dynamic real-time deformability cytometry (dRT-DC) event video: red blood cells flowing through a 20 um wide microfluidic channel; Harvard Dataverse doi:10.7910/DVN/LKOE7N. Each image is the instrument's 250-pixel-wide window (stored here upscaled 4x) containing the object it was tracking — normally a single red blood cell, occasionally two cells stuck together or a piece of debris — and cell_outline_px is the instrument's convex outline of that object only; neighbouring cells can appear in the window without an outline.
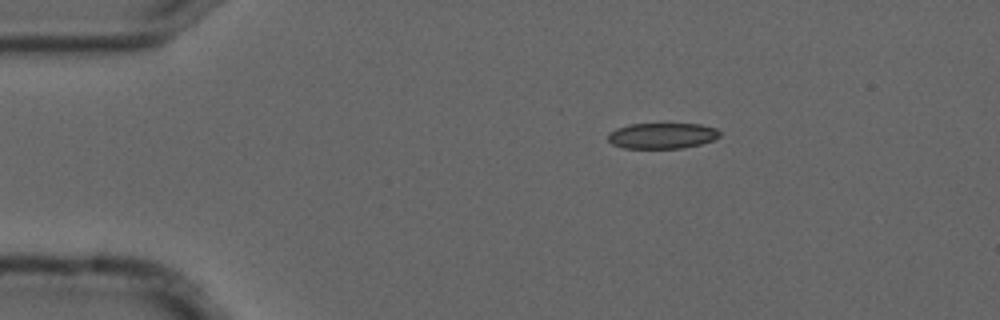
{"species": "common noctule bat (a hibernating species)", "species_latin": "Nyctalus noctula", "temperature_condition": "cold", "stored_images_in_passage": 3, "camera_frame_rate_fps": 3000, "um_per_image_px": 0.085, "animal": {"sex": "male", "forearm_length_mm": 52.5}, "frame": {"image": 1, "passage_image": 1, "time_ms": 0.0, "image_size_px": [1000, 320], "cell_outline_px": [[720, 136], [712, 140], [700, 144], [684, 148], [624, 148], [612, 144], [608, 140], [608, 132], [616, 128], [628, 124], [700, 124], [716, 128], [720, 132]], "centroid_in_image_um": [56.26, 11.53], "position_along_channel_um": 28.7, "area_um2": 16.82}}
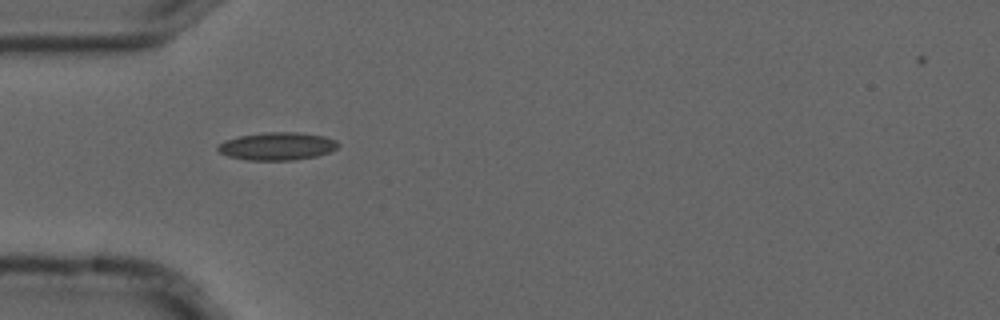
{"frame": {"image": 2, "passage_image": 2, "time_ms": 0.333, "image_size_px": [1000, 320], "cell_outline_px": [[340, 144], [336, 148], [328, 152], [316, 156], [292, 160], [244, 160], [228, 156], [220, 152], [216, 148], [216, 144], [224, 140], [240, 136], [264, 132], [296, 132], [324, 136], [336, 140]], "centroid_in_image_um": [23.52, 12.42], "position_along_channel_um": 61.5, "area_um2": 19.54}}
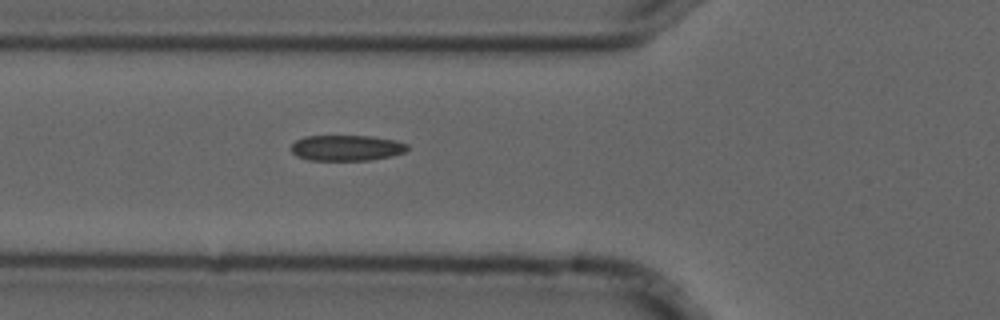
{"frame": {"image": 3, "passage_image": 3, "time_ms": 0.667, "image_size_px": [1000, 320], "cell_outline_px": [[408, 148], [404, 152], [392, 156], [368, 160], [308, 160], [296, 156], [292, 152], [292, 144], [296, 140], [304, 136], [372, 136], [396, 140], [408, 144]], "centroid_in_image_um": [29.46, 12.57], "position_along_channel_um": 96.3, "area_um2": 17.46}}